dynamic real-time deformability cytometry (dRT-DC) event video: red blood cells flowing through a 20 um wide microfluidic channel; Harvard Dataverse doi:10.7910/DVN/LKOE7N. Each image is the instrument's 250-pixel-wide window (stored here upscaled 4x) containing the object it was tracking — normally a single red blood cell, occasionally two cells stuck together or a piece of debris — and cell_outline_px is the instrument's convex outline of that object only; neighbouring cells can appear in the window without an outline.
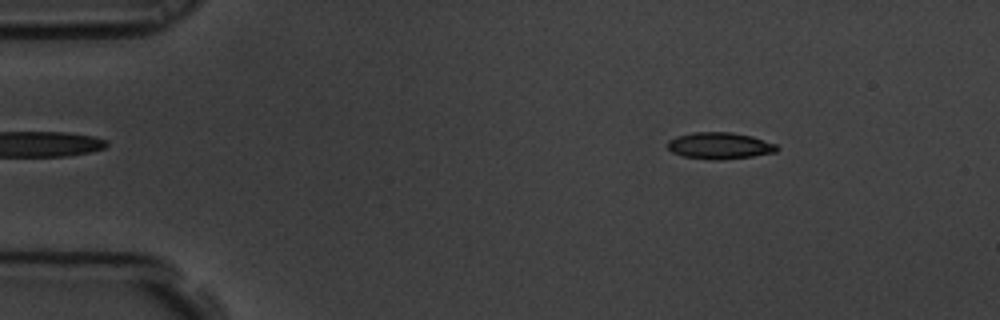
{"species": "common noctule bat (a hibernating species)", "species_latin": "Nyctalus noctula", "temperature_condition": "room temperature", "stored_images_in_passage": 58, "camera_frame_rate_fps": 3000, "um_per_image_px": 0.085, "animal": {"sex": "male", "body_mass_g": 19.5, "forearm_length_mm": 54.6}, "frame": {"image": 1, "passage_image": 8, "time_ms": 2.333, "image_size_px": [1000, 320], "cell_outline_px": [[780, 148], [776, 152], [752, 156], [720, 160], [708, 160], [684, 156], [672, 152], [668, 148], [668, 140], [676, 136], [692, 132], [732, 132], [752, 136], [776, 144]], "centroid_in_image_um": [61.17, 12.38], "position_along_channel_um": 23.8, "area_um2": 17.05}}
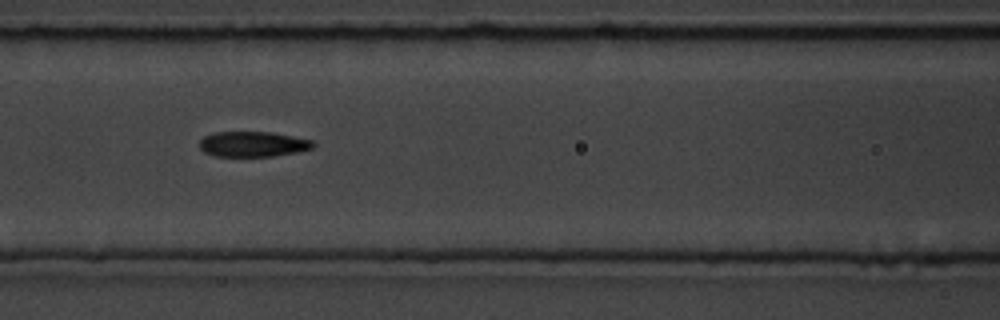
{"frame": {"image": 2, "passage_image": 25, "time_ms": 8.0, "image_size_px": [1000, 320], "cell_outline_px": [[316, 144], [312, 148], [300, 152], [272, 156], [216, 156], [204, 152], [200, 148], [200, 140], [204, 136], [212, 132], [272, 132], [312, 140]], "centroid_in_image_um": [21.51, 12.25], "position_along_channel_um": 145.1, "area_um2": 16.82}}
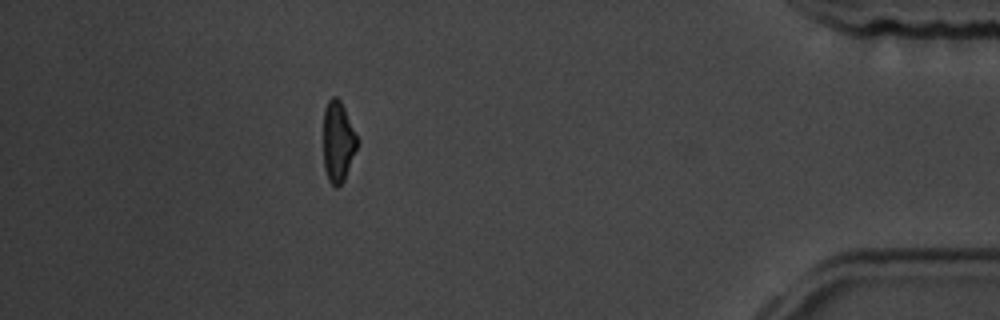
{"frame": {"image": 3, "passage_image": 52, "time_ms": 17.0, "image_size_px": [1000, 320], "cell_outline_px": [[356, 148], [344, 180], [336, 188], [328, 180], [324, 168], [324, 108], [328, 100], [332, 96], [336, 96], [340, 100], [344, 108], [356, 136]], "centroid_in_image_um": [28.69, 12.03], "position_along_channel_um": 406.5, "area_um2": 15.49}, "authors_computed_cell_mechanics": {"area_um2": 16.9932, "velocity_mm_per_s": 3.4646, "shape_relaxation_time_tau1_ms": 4.0368, "shape_relaxation_time_tau2_ms": 3.9536, "deformation_change_tau1": 0.1436, "deformation_change_tau2": 0.1139}}